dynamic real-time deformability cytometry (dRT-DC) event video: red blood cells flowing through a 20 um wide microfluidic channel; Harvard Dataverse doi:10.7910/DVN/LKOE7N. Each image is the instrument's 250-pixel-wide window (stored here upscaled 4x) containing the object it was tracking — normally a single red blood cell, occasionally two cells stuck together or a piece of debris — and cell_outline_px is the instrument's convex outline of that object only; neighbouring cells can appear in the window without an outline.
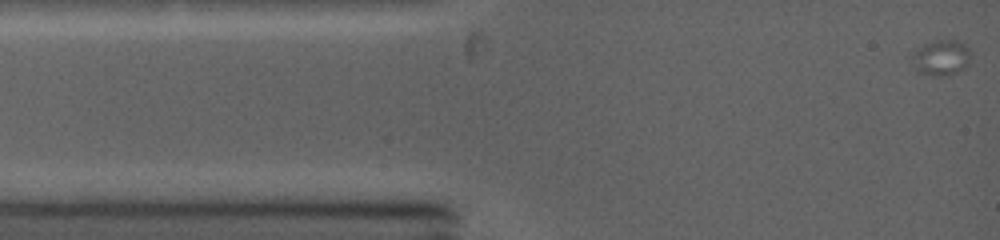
{"species": "common noctule bat (a hibernating species)", "species_latin": "Nyctalus noctula", "temperature_condition": "warm", "stored_images_in_passage": 17, "camera_frame_rate_fps": 5000, "um_per_image_px": 0.085, "animal": {"sex": "female", "body_mass_g": 19.0, "forearm_length_mm": 53.3}, "frame": {"image": 1, "passage_image": 1, "time_ms": 0.0, "image_size_px": [1000, 240], "cell_outline_px": [[968, 64], [964, 68], [948, 76], [936, 76], [916, 72], [912, 56], [924, 44], [936, 40], [956, 40], [964, 44], [968, 48]], "centroid_in_image_um": [79.99, 4.92], "position_along_channel_um": 5.0, "area_um2": 11.85}}